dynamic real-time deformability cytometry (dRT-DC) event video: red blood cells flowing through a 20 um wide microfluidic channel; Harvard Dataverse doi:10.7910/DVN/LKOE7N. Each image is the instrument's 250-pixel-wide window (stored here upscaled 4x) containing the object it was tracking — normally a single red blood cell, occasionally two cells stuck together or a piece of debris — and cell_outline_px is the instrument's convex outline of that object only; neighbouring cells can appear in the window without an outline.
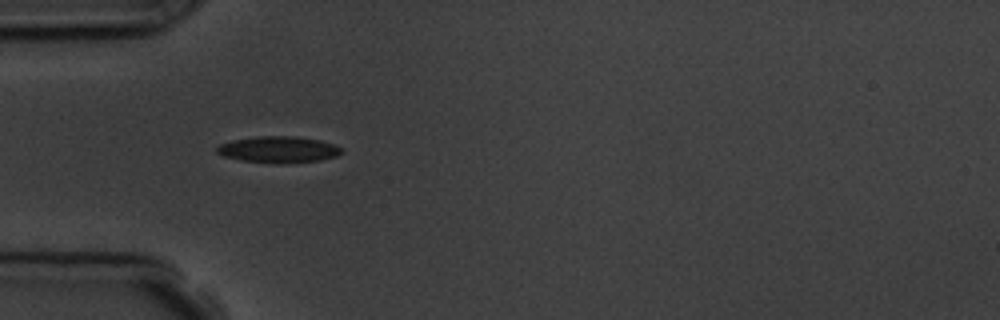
{"species": "common noctule bat (a hibernating species)", "species_latin": "Nyctalus noctula", "temperature_condition": "room temperature", "stored_images_in_passage": 4, "camera_frame_rate_fps": 3000, "um_per_image_px": 0.085, "animal": {"sex": "male", "body_mass_g": 19.5, "forearm_length_mm": 54.6}, "frame": {"image": 1, "passage_image": 4, "time_ms": 3.667, "image_size_px": [1000, 320], "cell_outline_px": [[344, 152], [336, 156], [320, 160], [240, 160], [224, 156], [216, 152], [216, 148], [220, 144], [232, 140], [256, 136], [296, 136], [320, 140], [336, 144]], "centroid_in_image_um": [23.68, 12.64], "position_along_channel_um": 61.3, "area_um2": 18.15}}